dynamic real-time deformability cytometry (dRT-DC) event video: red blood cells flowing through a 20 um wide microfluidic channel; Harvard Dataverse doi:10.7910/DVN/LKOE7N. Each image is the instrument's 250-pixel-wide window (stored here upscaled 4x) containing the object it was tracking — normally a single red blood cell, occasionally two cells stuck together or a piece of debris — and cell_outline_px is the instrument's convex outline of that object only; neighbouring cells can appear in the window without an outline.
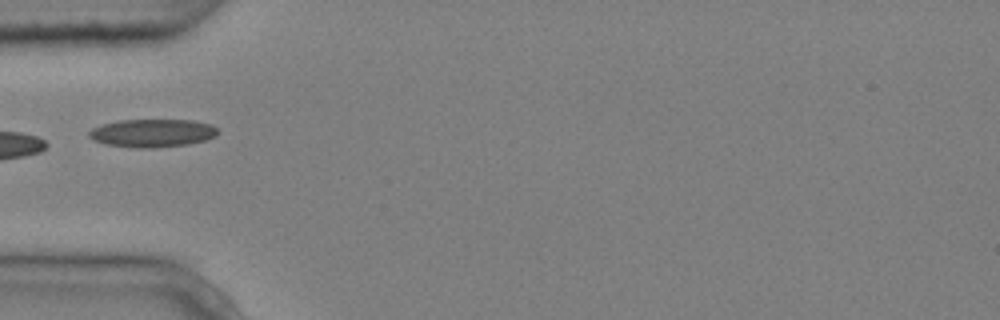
{"species": "common noctule bat (a hibernating species)", "species_latin": "Nyctalus noctula", "temperature_condition": "cold", "stored_images_in_passage": 7, "camera_frame_rate_fps": 3000, "um_per_image_px": 0.085, "animal": {"sex": "male", "body_mass_g": 20.4}, "frame": {"image": 1, "passage_image": 7, "time_ms": 2.0, "image_size_px": [1000, 320], "cell_outline_px": [[220, 132], [216, 136], [204, 140], [188, 144], [152, 148], [136, 148], [104, 144], [92, 140], [88, 136], [88, 132], [92, 128], [104, 124], [120, 120], [192, 120], [212, 124]], "centroid_in_image_um": [12.95, 11.31], "position_along_channel_um": 72.1, "area_um2": 21.15}}